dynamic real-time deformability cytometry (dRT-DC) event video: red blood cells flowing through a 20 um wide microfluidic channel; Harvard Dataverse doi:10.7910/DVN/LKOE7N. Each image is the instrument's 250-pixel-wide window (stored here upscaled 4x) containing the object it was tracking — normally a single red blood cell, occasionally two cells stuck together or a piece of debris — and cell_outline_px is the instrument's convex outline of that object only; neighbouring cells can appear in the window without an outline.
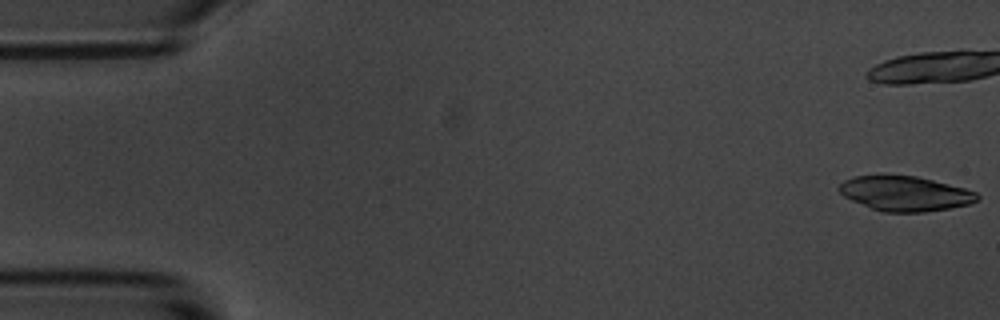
{"species": "common noctule bat (a hibernating species)", "species_latin": "Nyctalus noctula", "temperature_condition": "room temperature", "stored_images_in_passage": 6, "camera_frame_rate_fps": 3000, "um_per_image_px": 0.085, "animal": {"sex": "male", "body_mass_g": 20.1, "forearm_length_mm": 53.5}, "frame": {"image": 1, "passage_image": 1, "time_ms": 0.0, "image_size_px": [1000, 320], "cell_outline_px": [[980, 200], [968, 204], [948, 208], [924, 212], [884, 212], [872, 208], [852, 200], [844, 196], [836, 188], [844, 180], [852, 176], [916, 176], [964, 188], [976, 192], [980, 196]], "centroid_in_image_um": [76.93, 16.46], "position_along_channel_um": 8.1, "area_um2": 27.69}}